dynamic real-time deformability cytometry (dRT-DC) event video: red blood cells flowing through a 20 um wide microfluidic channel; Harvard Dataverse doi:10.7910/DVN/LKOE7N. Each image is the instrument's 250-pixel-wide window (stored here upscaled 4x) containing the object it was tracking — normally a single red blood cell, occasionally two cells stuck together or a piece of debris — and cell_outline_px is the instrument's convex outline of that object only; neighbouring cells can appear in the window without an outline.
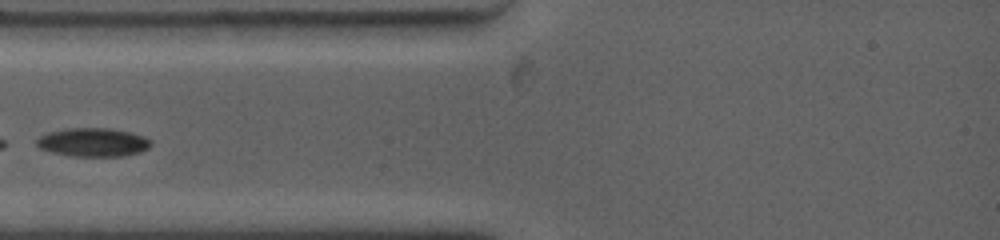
{"species": "common noctule bat (a hibernating species)", "species_latin": "Nyctalus noctula", "temperature_condition": "warm", "stored_images_in_passage": 15, "camera_frame_rate_fps": 4500, "um_per_image_px": 0.085, "animal": {"sex": "female", "body_mass_g": 19.0, "forearm_length_mm": 53.3}, "frame": {"image": 1, "passage_image": 1, "time_ms": 0.0, "image_size_px": [1000, 240], "cell_outline_px": [[152, 144], [148, 148], [140, 152], [124, 156], [72, 156], [52, 152], [40, 148], [36, 144], [36, 140], [40, 136], [48, 132], [64, 128], [108, 128], [128, 132], [144, 136], [152, 140]], "centroid_in_image_um": [7.91, 12.09], "position_along_channel_um": 77.1, "area_um2": 19.07}}
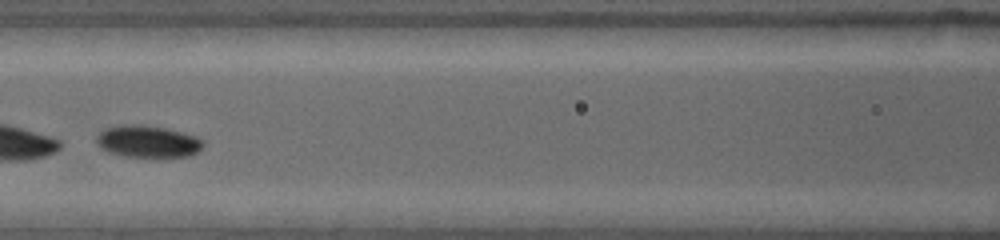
{"frame": {"image": 2, "passage_image": 5, "time_ms": 2.0, "image_size_px": [1000, 240], "cell_outline_px": [[204, 144], [196, 152], [188, 156], [124, 156], [108, 152], [100, 148], [96, 144], [96, 136], [104, 128], [120, 124], [140, 124], [168, 128], [196, 136], [204, 140]], "centroid_in_image_um": [12.51, 12.0], "position_along_channel_um": 154.1, "area_um2": 20.0}}
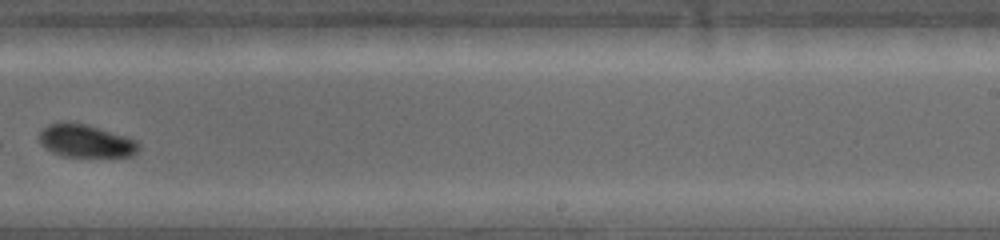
{"frame": {"image": 3, "passage_image": 11, "time_ms": 5.333, "image_size_px": [1000, 240], "cell_outline_px": [[140, 148], [132, 156], [64, 156], [52, 152], [44, 148], [40, 144], [40, 132], [48, 124], [84, 124], [124, 136], [136, 140], [140, 144]], "centroid_in_image_um": [7.3, 12.02], "position_along_channel_um": 281.7, "area_um2": 18.38}}